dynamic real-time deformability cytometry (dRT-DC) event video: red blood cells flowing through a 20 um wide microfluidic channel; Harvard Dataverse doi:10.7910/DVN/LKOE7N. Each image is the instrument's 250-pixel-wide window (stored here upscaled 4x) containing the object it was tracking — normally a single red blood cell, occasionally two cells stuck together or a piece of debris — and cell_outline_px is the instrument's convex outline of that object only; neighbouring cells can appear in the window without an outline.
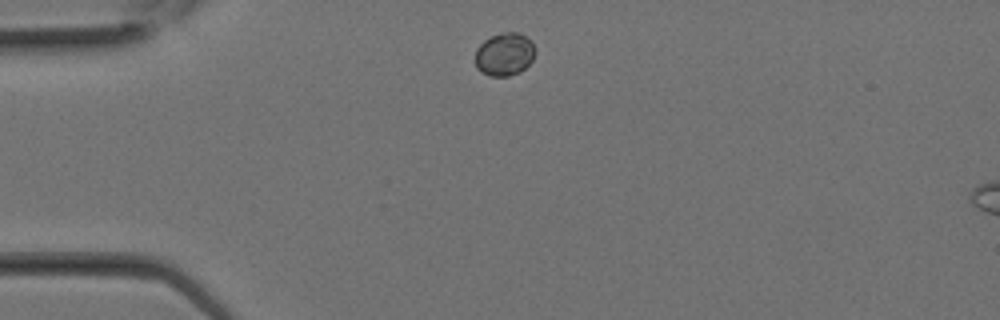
{"species": "Egyptian fruit bat (a non-hibernating species)", "species_latin": "Rousettus aegyptiacus", "temperature_condition": "room temperature", "stored_images_in_passage": 23, "camera_frame_rate_fps": 3000, "um_per_image_px": 0.085, "animal": {"sex": "female"}, "frame": {"image": 1, "passage_image": 1, "time_ms": 0.0, "image_size_px": [1000, 320], "cell_outline_px": [[536, 52], [532, 60], [520, 72], [508, 76], [488, 76], [480, 72], [476, 68], [476, 48], [484, 40], [492, 36], [504, 32], [520, 32], [532, 40], [536, 48]], "centroid_in_image_um": [42.9, 4.61], "position_along_channel_um": 42.1, "area_um2": 15.26}}
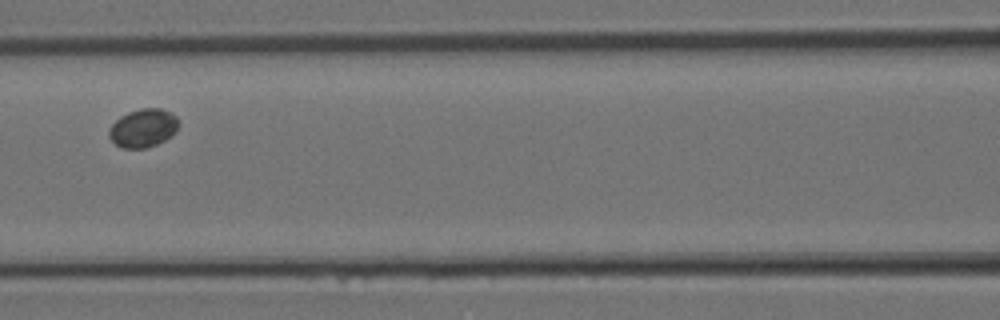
{"frame": {"image": 2, "passage_image": 7, "time_ms": 2.0, "image_size_px": [1000, 320], "cell_outline_px": [[180, 124], [176, 132], [172, 136], [156, 144], [144, 148], [120, 148], [108, 136], [108, 128], [120, 116], [128, 112], [140, 108], [160, 108], [172, 112], [176, 116]], "centroid_in_image_um": [12.18, 10.87], "position_along_channel_um": 154.4, "area_um2": 15.78}}
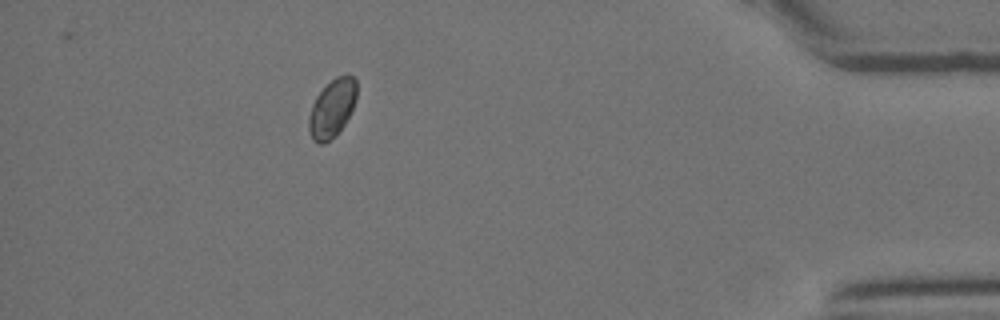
{"frame": {"image": 3, "passage_image": 20, "time_ms": 6.333, "image_size_px": [1000, 320], "cell_outline_px": [[356, 100], [344, 124], [336, 136], [324, 144], [320, 144], [312, 140], [308, 132], [308, 116], [312, 104], [316, 96], [336, 76], [348, 72], [356, 76]], "centroid_in_image_um": [28.22, 9.2], "position_along_channel_um": 407.0, "area_um2": 16.47}}